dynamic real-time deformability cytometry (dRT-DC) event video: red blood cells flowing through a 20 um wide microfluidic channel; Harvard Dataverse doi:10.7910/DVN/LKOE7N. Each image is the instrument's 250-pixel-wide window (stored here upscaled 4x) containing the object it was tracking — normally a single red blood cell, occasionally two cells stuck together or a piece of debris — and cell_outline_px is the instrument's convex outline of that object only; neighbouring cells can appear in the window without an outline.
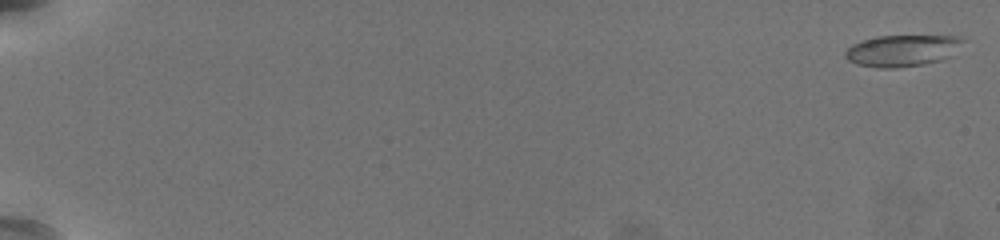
{"species": "common noctule bat (a hibernating species)", "species_latin": "Nyctalus noctula", "temperature_condition": "warm", "stored_images_in_passage": 59, "camera_frame_rate_fps": 3000, "um_per_image_px": 0.085, "animal": {"sex": "female", "body_mass_g": 19.5, "forearm_length_mm": 54.1}, "frame": {"image": 1, "passage_image": 1, "time_ms": 0.0, "image_size_px": [1000, 240], "cell_outline_px": [[968, 40], [952, 56], [944, 60], [924, 64], [896, 68], [876, 68], [856, 64], [848, 60], [844, 56], [844, 52], [852, 44], [876, 36], [960, 36]], "centroid_in_image_um": [76.76, 4.3], "position_along_channel_um": 8.2, "area_um2": 22.08}}
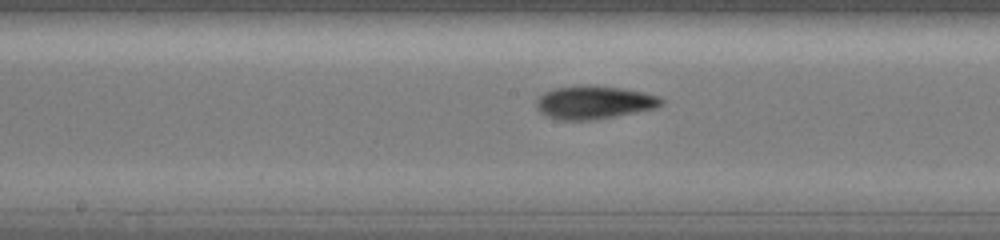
{"frame": {"image": 2, "passage_image": 34, "time_ms": 11.0, "image_size_px": [1000, 240], "cell_outline_px": [[664, 104], [656, 108], [636, 112], [592, 120], [560, 120], [544, 116], [536, 108], [536, 100], [544, 92], [552, 88], [584, 84], [620, 88], [644, 92], [660, 96], [664, 100]], "centroid_in_image_um": [50.48, 8.7], "position_along_channel_um": 197.7, "area_um2": 24.45}}
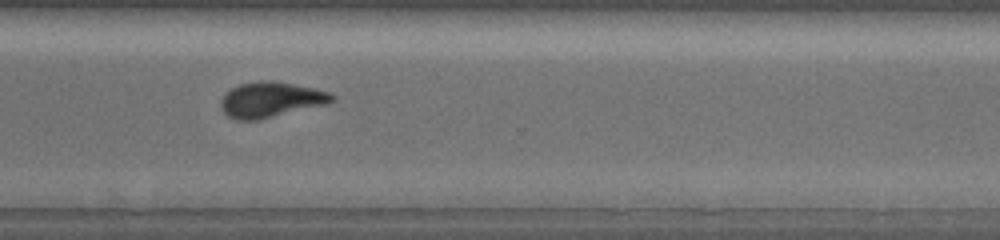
{"frame": {"image": 3, "passage_image": 46, "time_ms": 15.0, "image_size_px": [1000, 240], "cell_outline_px": [[336, 100], [328, 104], [256, 120], [236, 120], [228, 116], [220, 108], [220, 100], [224, 92], [240, 84], [260, 80], [264, 80], [292, 84], [312, 88], [328, 92], [336, 96]], "centroid_in_image_um": [22.99, 8.48], "position_along_channel_um": 347.6, "area_um2": 22.83}, "authors_computed_cell_mechanics": {"area_um2": 21.8484, "velocity_mm_per_s": 3.7574, "shape_relaxation_time_tau1_ms": 2.8933, "shape_relaxation_time_tau2_ms": 3.3782, "deformation_change_tau1": 0.1704, "deformation_change_tau2": 0.1099}}